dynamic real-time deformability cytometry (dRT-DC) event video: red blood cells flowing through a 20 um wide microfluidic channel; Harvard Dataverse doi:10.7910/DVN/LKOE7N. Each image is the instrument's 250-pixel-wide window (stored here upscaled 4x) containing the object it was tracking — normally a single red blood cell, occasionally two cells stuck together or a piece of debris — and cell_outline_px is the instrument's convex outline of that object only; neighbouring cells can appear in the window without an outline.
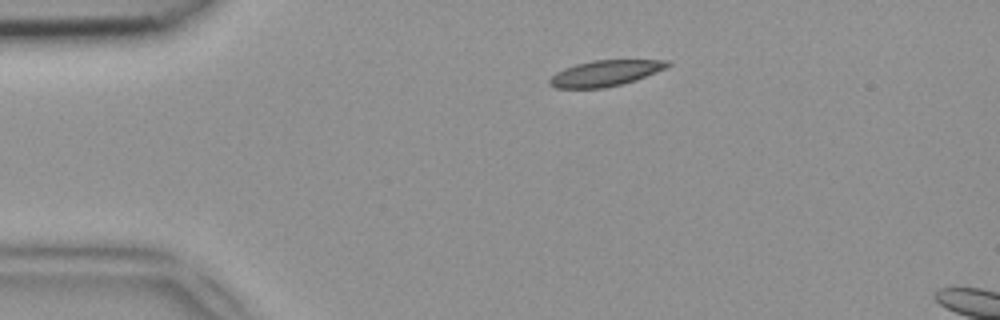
{"species": "common noctule bat (a hibernating species)", "species_latin": "Nyctalus noctula", "temperature_condition": "room temperature", "stored_images_in_passage": 5, "camera_frame_rate_fps": 3000, "um_per_image_px": 0.085, "animal": {"sex": "female", "body_mass_g": 18.4}, "frame": {"image": 1, "passage_image": 1, "time_ms": 0.0, "image_size_px": [1000, 320], "cell_outline_px": [[672, 64], [668, 68], [636, 80], [604, 88], [556, 88], [548, 84], [548, 80], [556, 72], [564, 68], [576, 64], [592, 60], [668, 60]], "centroid_in_image_um": [51.46, 6.22], "position_along_channel_um": 33.5, "area_um2": 17.86}}